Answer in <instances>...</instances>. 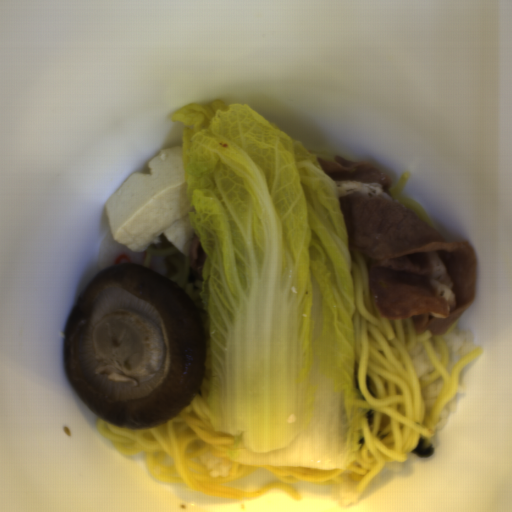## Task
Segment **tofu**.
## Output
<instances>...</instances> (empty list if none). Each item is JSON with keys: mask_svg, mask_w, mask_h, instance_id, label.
<instances>
[{"mask_svg": "<svg viewBox=\"0 0 512 512\" xmlns=\"http://www.w3.org/2000/svg\"><path fill=\"white\" fill-rule=\"evenodd\" d=\"M183 145L163 149L133 172L106 200L104 208L114 240L133 252H145L164 234L185 257L195 237L189 220L194 210L187 195Z\"/></svg>", "mask_w": 512, "mask_h": 512, "instance_id": "tofu-1", "label": "tofu"}]
</instances>
